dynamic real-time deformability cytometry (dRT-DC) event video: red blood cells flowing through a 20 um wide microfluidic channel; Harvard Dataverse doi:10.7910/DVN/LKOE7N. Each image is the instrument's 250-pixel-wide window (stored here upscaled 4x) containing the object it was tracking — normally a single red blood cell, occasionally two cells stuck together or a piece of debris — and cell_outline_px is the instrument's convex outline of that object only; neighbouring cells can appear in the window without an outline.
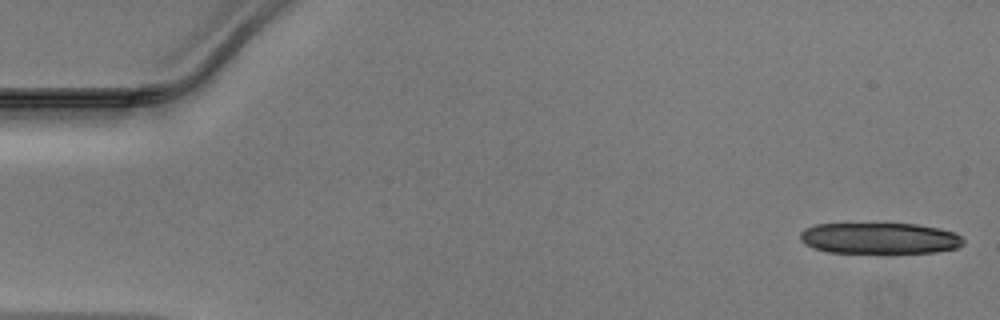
{"species": "Egyptian fruit bat (a non-hibernating species)", "species_latin": "Rousettus aegyptiacus", "temperature_condition": "warm", "stored_images_in_passage": 13, "camera_frame_rate_fps": 3000, "um_per_image_px": 0.085, "animal": {"sex": "male"}, "frame": {"image": 1, "passage_image": 1, "time_ms": 0.0, "image_size_px": [1000, 320], "cell_outline_px": [[964, 244], [956, 248], [936, 252], [828, 252], [816, 248], [800, 240], [800, 232], [804, 228], [816, 224], [916, 224], [940, 228], [956, 232], [964, 240]], "centroid_in_image_um": [74.8, 20.24], "position_along_channel_um": 10.2, "area_um2": 29.36}}